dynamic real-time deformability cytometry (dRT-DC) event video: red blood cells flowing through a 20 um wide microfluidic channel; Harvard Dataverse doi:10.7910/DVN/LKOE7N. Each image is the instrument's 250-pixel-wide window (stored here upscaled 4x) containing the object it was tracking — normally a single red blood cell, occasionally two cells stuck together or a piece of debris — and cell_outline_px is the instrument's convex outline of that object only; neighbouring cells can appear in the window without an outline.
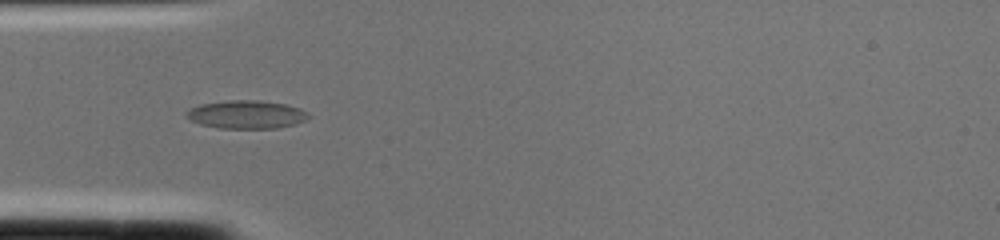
{"species": "common noctule bat (a hibernating species)", "species_latin": "Nyctalus noctula", "temperature_condition": "cold", "stored_images_in_passage": 2, "camera_frame_rate_fps": 3000, "um_per_image_px": 0.085, "animal": {"sex": "female", "body_mass_g": 22.0, "forearm_length_mm": 56.7}, "frame": {"image": 1, "passage_image": 2, "time_ms": 0.333, "image_size_px": [1000, 240], "cell_outline_px": [[312, 116], [296, 124], [276, 128], [220, 128], [200, 124], [184, 116], [184, 112], [188, 108], [200, 104], [228, 100], [260, 100], [284, 104], [300, 108], [308, 112]], "centroid_in_image_um": [20.93, 9.72], "position_along_channel_um": 64.1, "area_um2": 20.23}}